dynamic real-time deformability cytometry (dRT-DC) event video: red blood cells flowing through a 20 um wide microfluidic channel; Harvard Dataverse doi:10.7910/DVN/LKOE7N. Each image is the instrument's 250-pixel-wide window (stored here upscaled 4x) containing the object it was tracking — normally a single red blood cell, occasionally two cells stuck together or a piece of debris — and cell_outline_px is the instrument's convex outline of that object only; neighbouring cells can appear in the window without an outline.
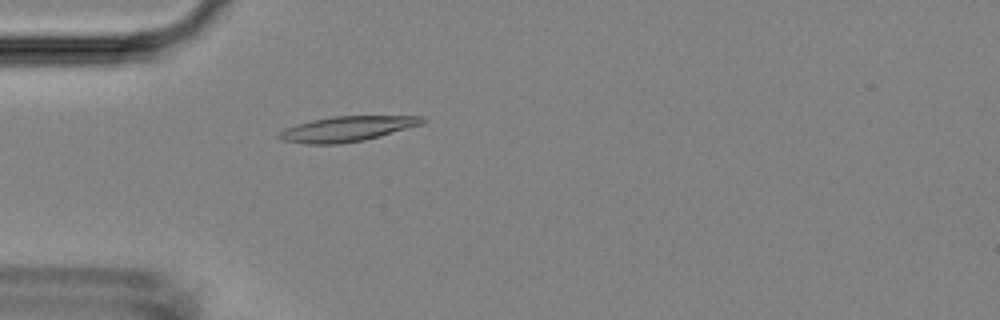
{"species": "Egyptian fruit bat (a non-hibernating species)", "species_latin": "Rousettus aegyptiacus", "temperature_condition": "room temperature", "stored_images_in_passage": 43, "camera_frame_rate_fps": 3000, "um_per_image_px": 0.085, "animal": {"sex": "female"}, "frame": {"image": 1, "passage_image": 6, "time_ms": 1.667, "image_size_px": [1000, 320], "cell_outline_px": [[428, 120], [420, 124], [380, 136], [364, 140], [340, 144], [308, 144], [284, 140], [276, 136], [276, 132], [284, 128], [296, 124], [312, 120], [332, 116], [424, 116]], "centroid_in_image_um": [29.45, 10.95], "position_along_channel_um": 55.5, "area_um2": 20.98}}
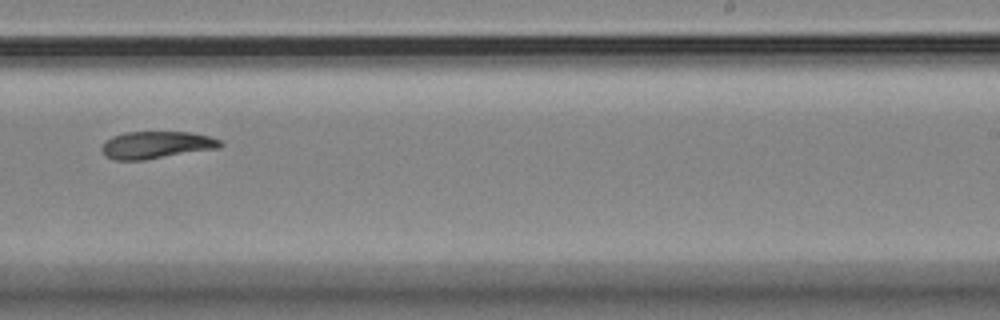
{"frame": {"image": 2, "passage_image": 24, "time_ms": 7.667, "image_size_px": [1000, 320], "cell_outline_px": [[224, 144], [220, 148], [144, 160], [116, 160], [104, 156], [100, 148], [104, 140], [112, 136], [128, 132], [192, 132], [208, 136], [220, 140]], "centroid_in_image_um": [13.27, 12.32], "position_along_channel_um": 275.7, "area_um2": 19.02}}
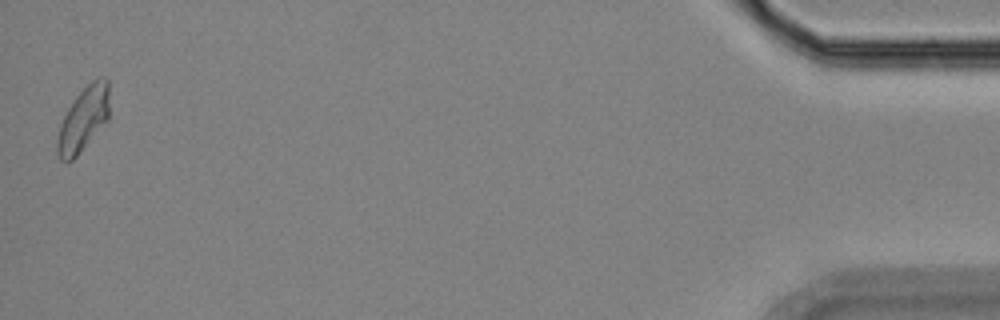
{"frame": {"image": 3, "passage_image": 43, "time_ms": 14.0, "image_size_px": [1000, 320], "cell_outline_px": [[108, 120], [76, 156], [68, 164], [60, 160], [56, 152], [56, 144], [60, 124], [68, 108], [76, 96], [96, 76], [104, 76], [108, 80]], "centroid_in_image_um": [7.07, 10.13], "position_along_channel_um": 428.1, "area_um2": 19.48}, "authors_computed_cell_mechanics": {"area_um2": 19.4786, "velocity_mm_per_s": 3.781, "shape_relaxation_time_tau1_ms": 10.8483, "shape_relaxation_time_tau2_ms": null, "deformation_change_tau1": 0.23, "deformation_change_tau2": null}}